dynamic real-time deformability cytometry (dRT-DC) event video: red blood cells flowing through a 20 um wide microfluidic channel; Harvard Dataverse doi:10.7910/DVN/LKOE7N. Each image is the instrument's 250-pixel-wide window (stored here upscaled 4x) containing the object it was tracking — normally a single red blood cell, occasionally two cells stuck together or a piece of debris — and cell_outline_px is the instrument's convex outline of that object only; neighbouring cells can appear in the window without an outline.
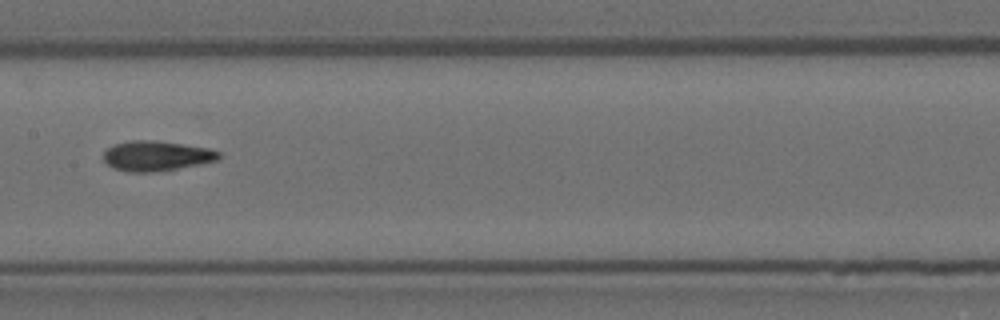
{"species": "Egyptian fruit bat (a non-hibernating species)", "species_latin": "Rousettus aegyptiacus", "temperature_condition": "room temperature", "stored_images_in_passage": 16, "camera_frame_rate_fps": 3000, "um_per_image_px": 0.085, "animal": {"sex": "female"}, "frame": {"image": 1, "passage_image": 9, "time_ms": 2.667, "image_size_px": [1000, 320], "cell_outline_px": [[220, 160], [200, 164], [156, 172], [128, 172], [112, 168], [104, 160], [104, 152], [112, 144], [132, 140], [156, 140], [208, 148], [220, 152]], "centroid_in_image_um": [13.29, 13.25], "position_along_channel_um": 194.1, "area_um2": 20.29}}
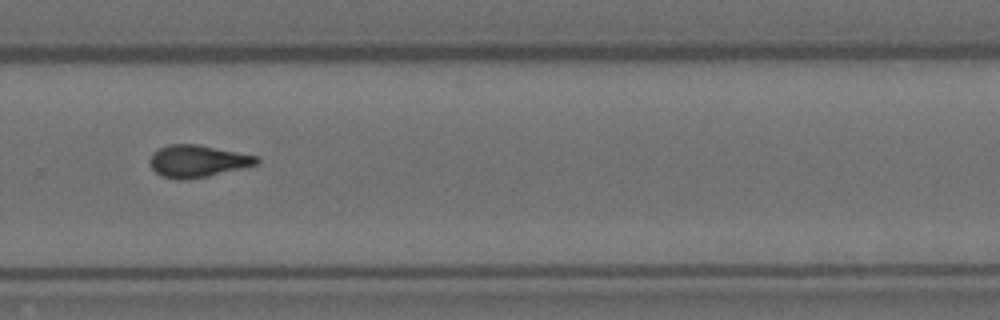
{"frame": {"image": 2, "passage_image": 12, "time_ms": 3.667, "image_size_px": [1000, 320], "cell_outline_px": [[260, 160], [256, 164], [208, 176], [160, 176], [148, 164], [148, 160], [152, 152], [160, 148], [172, 144], [196, 144], [256, 156]], "centroid_in_image_um": [16.75, 13.65], "position_along_channel_um": 313.1, "area_um2": 19.02}}
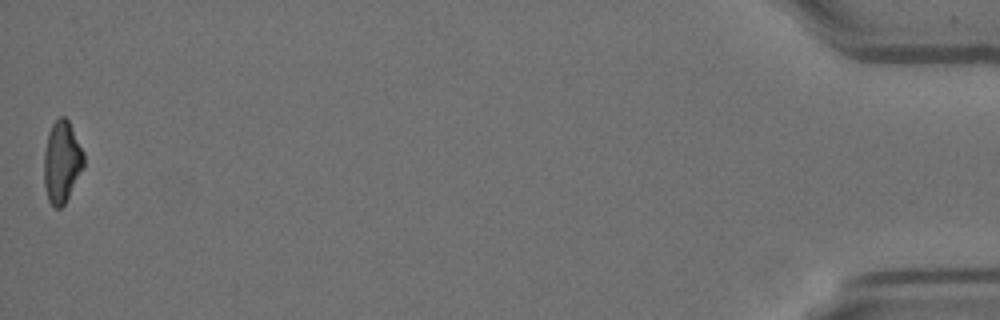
{"frame": {"image": 3, "passage_image": 16, "time_ms": 5.0, "image_size_px": [1000, 320], "cell_outline_px": [[84, 164], [64, 204], [60, 208], [56, 208], [48, 200], [44, 184], [44, 152], [48, 132], [52, 124], [60, 116], [64, 116], [68, 120], [84, 152]], "centroid_in_image_um": [5.24, 13.73], "position_along_channel_um": 430.0, "area_um2": 18.67}}